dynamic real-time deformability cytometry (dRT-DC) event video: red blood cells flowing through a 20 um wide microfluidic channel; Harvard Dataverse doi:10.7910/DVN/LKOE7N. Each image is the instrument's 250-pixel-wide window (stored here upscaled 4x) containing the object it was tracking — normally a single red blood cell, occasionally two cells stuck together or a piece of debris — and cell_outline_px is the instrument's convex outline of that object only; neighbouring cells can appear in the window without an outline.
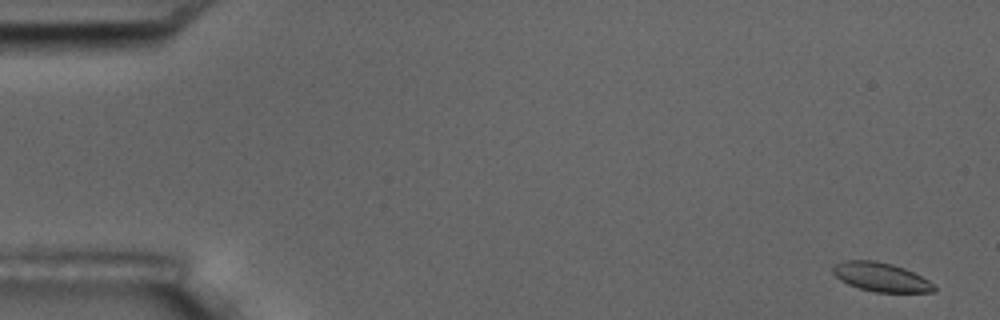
{"species": "common noctule bat (a hibernating species)", "species_latin": "Nyctalus noctula", "temperature_condition": "room temperature", "stored_images_in_passage": 17, "camera_frame_rate_fps": 3000, "um_per_image_px": 0.085, "animal": {"sex": "male", "body_mass_g": 17.5, "forearm_length_mm": 52.3}, "frame": {"image": 1, "passage_image": 1, "time_ms": 0.0, "image_size_px": [1000, 320], "cell_outline_px": [[936, 292], [876, 292], [860, 288], [848, 284], [840, 280], [832, 272], [832, 264], [844, 260], [872, 260], [892, 264], [904, 268], [928, 280], [936, 288]], "centroid_in_image_um": [74.84, 23.54], "position_along_channel_um": 10.2, "area_um2": 16.99}}
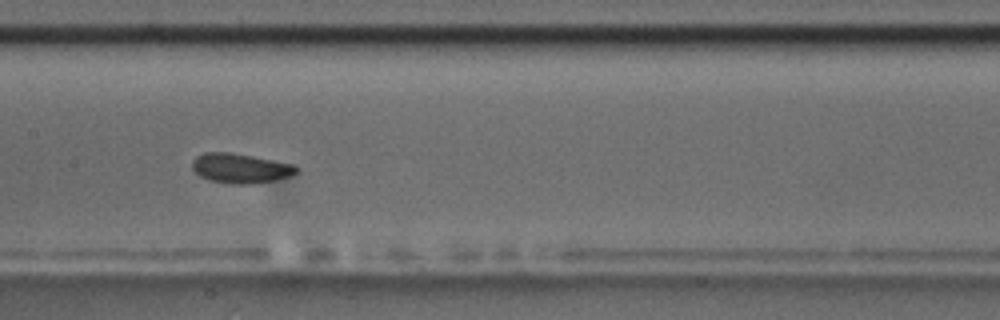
{"frame": {"image": 2, "passage_image": 9, "time_ms": 9.0, "image_size_px": [1000, 320], "cell_outline_px": [[296, 172], [288, 176], [276, 180], [252, 184], [232, 184], [212, 180], [200, 176], [192, 168], [192, 160], [196, 156], [204, 152], [228, 152], [252, 156], [292, 164], [296, 168]], "centroid_in_image_um": [20.39, 14.3], "position_along_channel_um": 187.0, "area_um2": 17.74}}
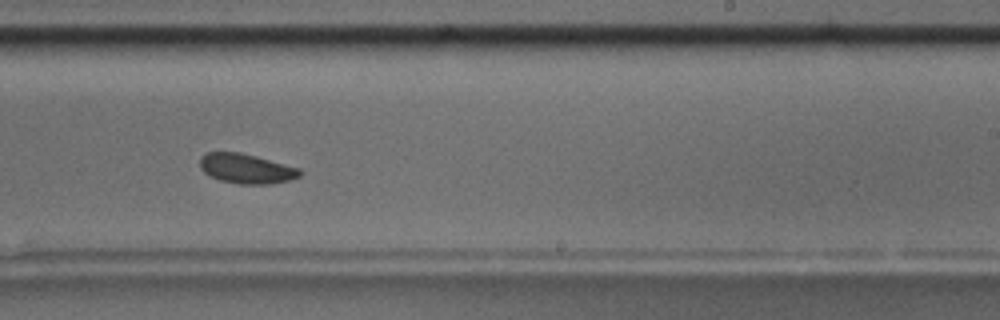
{"frame": {"image": 3, "passage_image": 11, "time_ms": 11.333, "image_size_px": [1000, 320], "cell_outline_px": [[304, 172], [300, 176], [288, 180], [272, 184], [240, 184], [220, 180], [204, 172], [200, 168], [200, 156], [208, 152], [240, 152], [256, 156], [300, 168]], "centroid_in_image_um": [20.96, 14.33], "position_along_channel_um": 268.0, "area_um2": 17.34}, "authors_computed_cell_mechanics": {"area_um2": 17.6868, "velocity_mm_per_s": 3.4868, "shape_relaxation_time_tau1_ms": 0.6156, "shape_relaxation_time_tau2_ms": null, "deformation_change_tau1": 0.0604, "deformation_change_tau2": null}}